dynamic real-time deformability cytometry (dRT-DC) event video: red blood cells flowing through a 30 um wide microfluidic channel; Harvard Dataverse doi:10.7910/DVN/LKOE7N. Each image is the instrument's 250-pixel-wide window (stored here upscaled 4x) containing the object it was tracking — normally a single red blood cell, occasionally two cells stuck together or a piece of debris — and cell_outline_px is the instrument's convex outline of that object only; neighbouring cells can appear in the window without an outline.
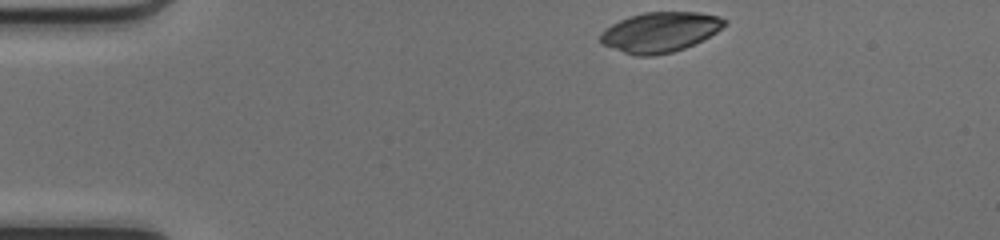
{"species": "common noctule bat (a hibernating species)", "species_latin": "Nyctalus noctula", "temperature_condition": "cold", "stored_images_in_passage": 42, "camera_frame_rate_fps": 3000, "um_per_image_px": 0.085, "animal": {"sex": "female", "body_mass_g": 17.0, "forearm_length_mm": 48.0}, "frame": {"image": 1, "passage_image": 1, "time_ms": 0.0, "image_size_px": [1000, 240], "cell_outline_px": [[728, 24], [716, 32], [684, 48], [672, 52], [652, 56], [636, 56], [600, 44], [600, 32], [612, 24], [628, 16], [644, 12], [700, 12], [720, 16], [728, 20]], "centroid_in_image_um": [56.1, 2.72], "position_along_channel_um": 28.9, "area_um2": 29.02}}
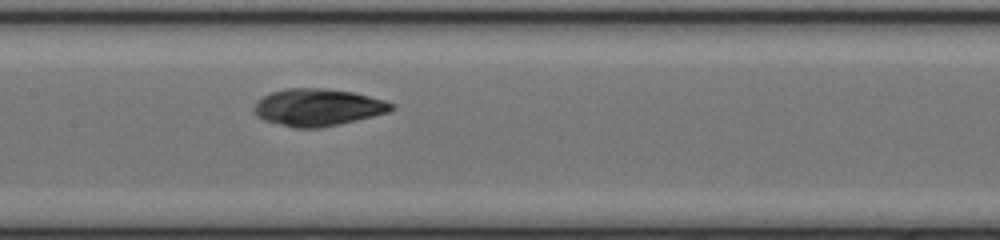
{"frame": {"image": 2, "passage_image": 17, "time_ms": 5.333, "image_size_px": [1000, 240], "cell_outline_px": [[396, 108], [388, 112], [340, 124], [320, 128], [292, 128], [264, 120], [256, 116], [252, 108], [256, 100], [272, 92], [284, 88], [324, 88], [352, 92], [384, 100], [396, 104]], "centroid_in_image_um": [26.99, 9.12], "position_along_channel_um": 180.4, "area_um2": 29.94}}
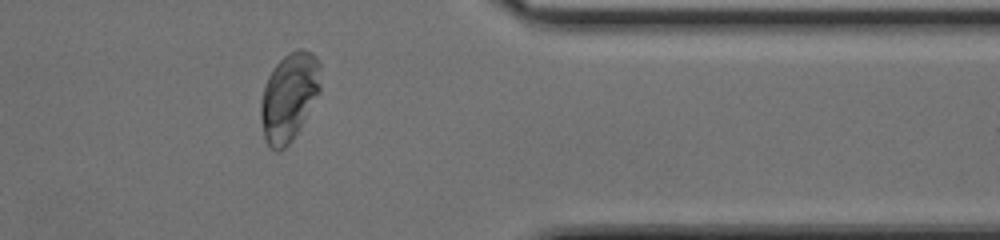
{"frame": {"image": 3, "passage_image": 33, "time_ms": 10.667, "image_size_px": [1000, 240], "cell_outline_px": [[320, 92], [292, 140], [280, 152], [276, 152], [268, 144], [264, 136], [260, 116], [260, 100], [264, 84], [272, 68], [288, 52], [296, 48], [300, 48], [312, 52], [320, 60]], "centroid_in_image_um": [24.56, 8.19], "position_along_channel_um": 386.8, "area_um2": 30.92}, "authors_computed_cell_mechanics": {"area_um2": 29.8248, "velocity_mm_per_s": 4.1351, "shape_relaxation_time_tau1_ms": 7.7597, "shape_relaxation_time_tau2_ms": 1.4321, "deformation_change_tau1": 0.3357, "deformation_change_tau2": 0.0282}}